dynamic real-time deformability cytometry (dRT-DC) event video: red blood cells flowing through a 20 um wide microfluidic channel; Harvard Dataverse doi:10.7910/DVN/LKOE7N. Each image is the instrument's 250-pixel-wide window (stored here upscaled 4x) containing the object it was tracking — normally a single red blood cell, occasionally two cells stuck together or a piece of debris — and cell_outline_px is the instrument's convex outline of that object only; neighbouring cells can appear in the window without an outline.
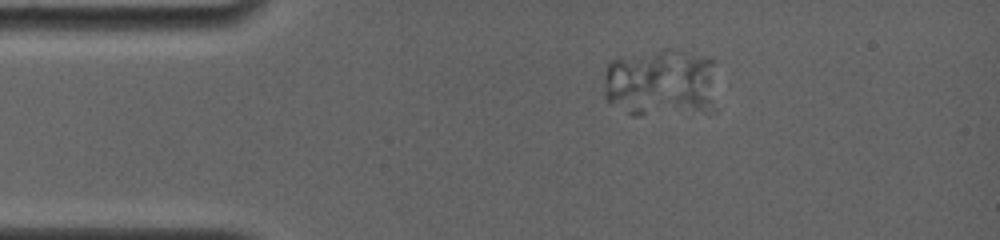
{"species": "common noctule bat (a hibernating species)", "species_latin": "Nyctalus noctula", "temperature_condition": "room temperature", "stored_images_in_passage": 11, "segment_of_instrument_passage": [1, 2], "camera_frame_rate_fps": 4000, "um_per_image_px": 0.085, "animal": {"sex": "female", "body_mass_g": 19.0, "forearm_length_mm": 56.7}, "frame": {"image": 1, "passage_image": 1, "time_ms": 0.0, "image_size_px": [1000, 240], "cell_outline_px": [[716, 108], [700, 108], [676, 100], [676, 52], [684, 52], [716, 60]], "centroid_in_image_um": [59.16, 6.83], "position_along_channel_um": 25.8, "area_um2": 14.57}}